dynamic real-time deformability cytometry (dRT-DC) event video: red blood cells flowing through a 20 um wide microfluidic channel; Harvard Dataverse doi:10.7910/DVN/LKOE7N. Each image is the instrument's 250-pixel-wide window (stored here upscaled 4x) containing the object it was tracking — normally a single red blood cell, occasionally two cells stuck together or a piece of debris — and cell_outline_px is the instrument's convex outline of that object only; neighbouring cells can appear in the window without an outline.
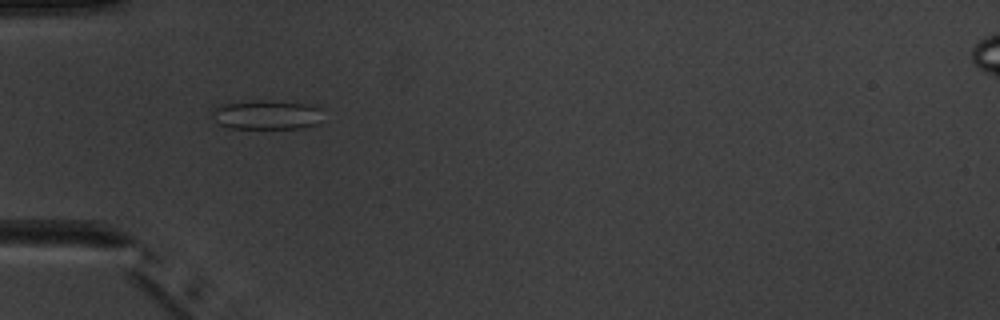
{"species": "common noctule bat (a hibernating species)", "species_latin": "Nyctalus noctula", "temperature_condition": "warm", "stored_images_in_passage": 5, "camera_frame_rate_fps": 3000, "um_per_image_px": 0.085, "animal": {"sex": "male", "body_mass_g": 20.1, "forearm_length_mm": 53.5}, "frame": {"image": 1, "passage_image": 4, "time_ms": 4.333, "image_size_px": [1000, 320], "cell_outline_px": [[320, 108], [316, 124], [304, 128], [228, 128], [220, 124], [212, 116], [212, 112], [220, 104], [260, 100], [272, 100], [308, 104]], "centroid_in_image_um": [22.63, 9.75], "position_along_channel_um": 62.4, "area_um2": 18.67}}
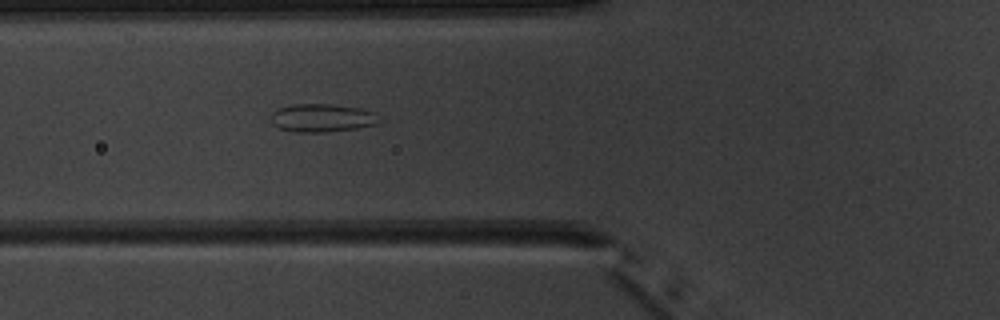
{"frame": {"image": 2, "passage_image": 5, "time_ms": 5.333, "image_size_px": [1000, 320], "cell_outline_px": [[376, 124], [356, 128], [324, 132], [296, 132], [280, 128], [272, 124], [272, 112], [276, 108], [292, 104], [332, 104], [360, 108], [376, 112]], "centroid_in_image_um": [27.32, 10.01], "position_along_channel_um": 98.5, "area_um2": 17.63}}